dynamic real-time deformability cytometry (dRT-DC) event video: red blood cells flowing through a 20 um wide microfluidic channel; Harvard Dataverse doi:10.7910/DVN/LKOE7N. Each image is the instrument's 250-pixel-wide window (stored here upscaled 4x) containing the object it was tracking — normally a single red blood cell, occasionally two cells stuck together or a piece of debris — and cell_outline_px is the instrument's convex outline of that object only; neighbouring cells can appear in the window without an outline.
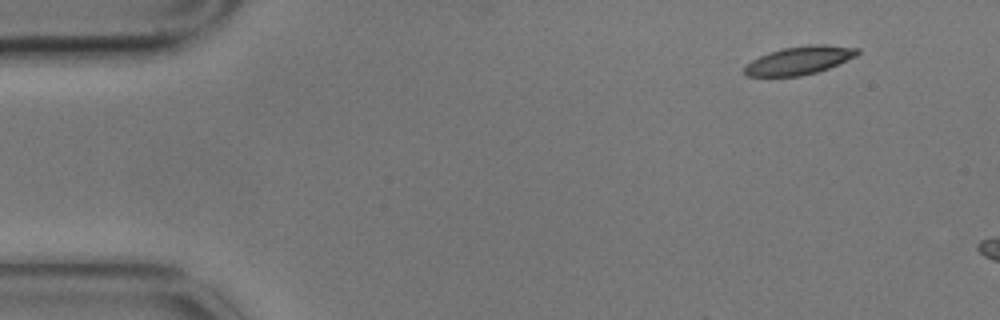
{"species": "common noctule bat (a hibernating species)", "species_latin": "Nyctalus noctula", "temperature_condition": "cold", "stored_images_in_passage": 4, "camera_frame_rate_fps": 3000, "um_per_image_px": 0.085, "animal": {"sex": "male", "body_mass_g": 17.9}, "frame": {"image": 1, "passage_image": 1, "time_ms": 0.0, "image_size_px": [1000, 320], "cell_outline_px": [[860, 52], [856, 56], [828, 68], [816, 72], [800, 76], [748, 76], [744, 72], [744, 68], [752, 60], [768, 52], [780, 48], [808, 44], [824, 44], [860, 48]], "centroid_in_image_um": [67.96, 5.11], "position_along_channel_um": 17.0, "area_um2": 18.55}}